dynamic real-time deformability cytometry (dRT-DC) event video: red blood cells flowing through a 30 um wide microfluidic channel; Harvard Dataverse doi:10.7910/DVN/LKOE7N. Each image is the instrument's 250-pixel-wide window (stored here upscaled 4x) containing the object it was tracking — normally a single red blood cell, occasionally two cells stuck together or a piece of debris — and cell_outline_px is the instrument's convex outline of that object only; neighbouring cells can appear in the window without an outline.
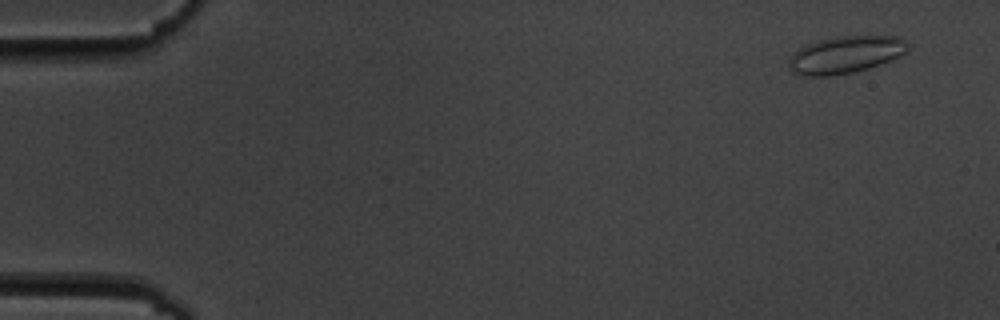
{"species": "common noctule bat (a hibernating species)", "species_latin": "Nyctalus noctula", "temperature_condition": "cold", "stored_images_in_passage": 5, "camera_frame_rate_fps": 3000, "um_per_image_px": 0.085, "animal": {"sex": "male", "body_mass_g": 19.5, "forearm_length_mm": 54.6}, "frame": {"image": 1, "passage_image": 1, "time_ms": 0.0, "image_size_px": [1000, 320], "cell_outline_px": [[908, 48], [904, 52], [880, 64], [868, 68], [852, 72], [828, 76], [804, 76], [792, 72], [788, 64], [788, 60], [792, 52], [808, 44], [820, 40], [836, 36], [896, 36], [908, 40]], "centroid_in_image_um": [71.82, 4.64], "position_along_channel_um": 13.2, "area_um2": 25.61}}